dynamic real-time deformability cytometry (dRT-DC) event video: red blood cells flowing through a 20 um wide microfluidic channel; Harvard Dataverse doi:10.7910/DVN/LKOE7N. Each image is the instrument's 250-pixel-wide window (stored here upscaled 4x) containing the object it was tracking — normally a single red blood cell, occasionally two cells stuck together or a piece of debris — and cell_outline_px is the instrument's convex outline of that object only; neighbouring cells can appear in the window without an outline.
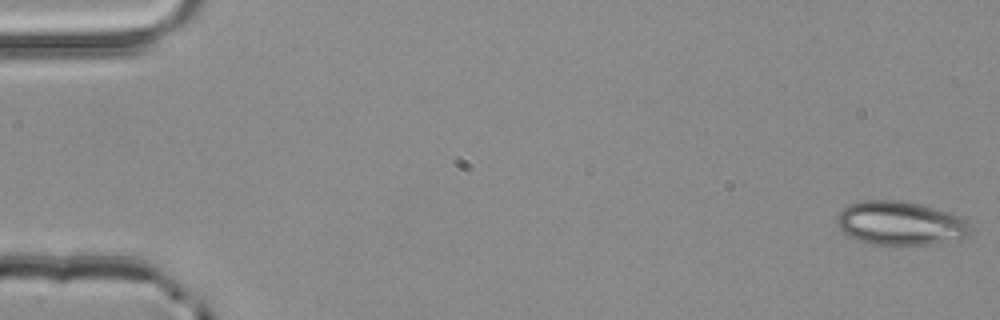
{"species": "common noctule bat (a hibernating species)", "species_latin": "Nyctalus noctula", "temperature_condition": "room temperature", "stored_images_in_passage": 4, "camera_frame_rate_fps": 3000, "um_per_image_px": 0.085, "animal": {"sex": "male", "body_mass_g": 20.4}, "frame": {"image": 1, "passage_image": 1, "time_ms": 0.0, "image_size_px": [1000, 320], "cell_outline_px": [[976, 228], [968, 236], [928, 244], [872, 244], [856, 240], [844, 232], [836, 224], [836, 216], [848, 204], [864, 200], [904, 200], [920, 204], [960, 216]], "centroid_in_image_um": [76.53, 18.96], "position_along_channel_um": 8.5, "area_um2": 34.04}}